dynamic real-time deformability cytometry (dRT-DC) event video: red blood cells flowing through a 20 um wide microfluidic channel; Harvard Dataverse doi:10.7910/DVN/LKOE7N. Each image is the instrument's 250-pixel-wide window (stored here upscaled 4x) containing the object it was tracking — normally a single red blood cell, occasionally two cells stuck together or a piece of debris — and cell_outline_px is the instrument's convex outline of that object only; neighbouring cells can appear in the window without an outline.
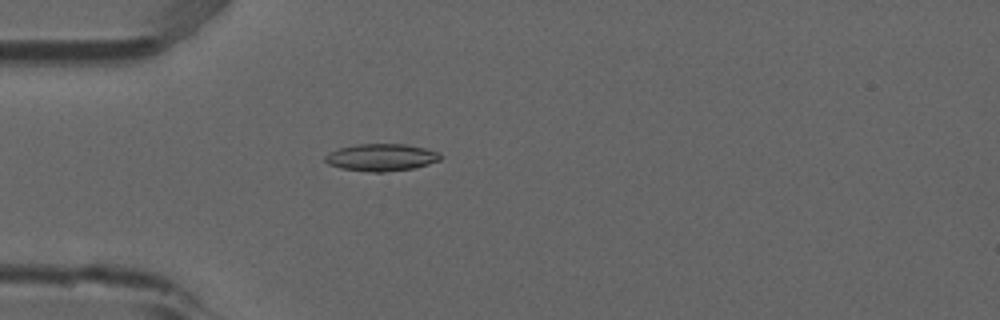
{"species": "common noctule bat (a hibernating species)", "species_latin": "Nyctalus noctula", "temperature_condition": "room temperature", "stored_images_in_passage": 4, "camera_frame_rate_fps": 3000, "um_per_image_px": 0.085, "animal": {"sex": "male", "forearm_length_mm": 52.5}, "frame": {"image": 1, "passage_image": 4, "time_ms": 1.0, "image_size_px": [1000, 320], "cell_outline_px": [[444, 156], [440, 160], [416, 168], [384, 172], [372, 172], [340, 168], [328, 164], [324, 160], [324, 156], [340, 148], [356, 144], [404, 144], [424, 148], [440, 152]], "centroid_in_image_um": [32.45, 13.38], "position_along_channel_um": 52.5, "area_um2": 18.32}}